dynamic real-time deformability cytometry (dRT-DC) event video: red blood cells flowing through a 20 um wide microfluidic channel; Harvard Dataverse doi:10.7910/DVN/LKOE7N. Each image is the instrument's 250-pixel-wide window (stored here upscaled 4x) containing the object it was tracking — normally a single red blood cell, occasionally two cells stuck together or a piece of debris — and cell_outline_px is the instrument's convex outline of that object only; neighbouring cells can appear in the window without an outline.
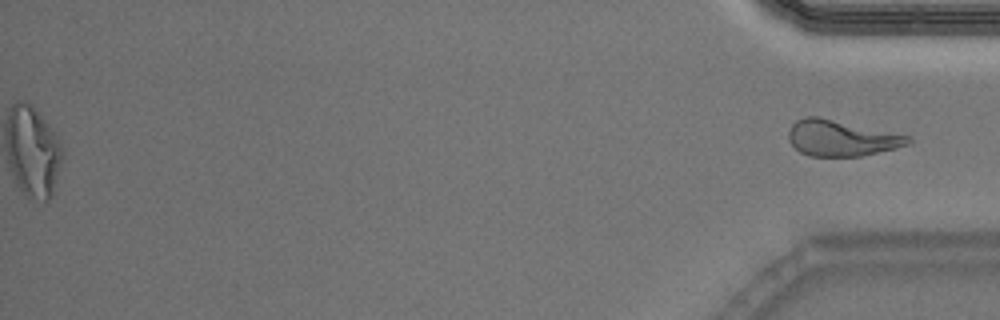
{"species": "Egyptian fruit bat (a non-hibernating species)", "species_latin": "Rousettus aegyptiacus", "temperature_condition": "warm", "stored_images_in_passage": 51, "segment_of_instrument_passage": [2, 2], "camera_frame_rate_fps": 3000, "um_per_image_px": 0.085, "animal": {"sex": "male"}, "frame": {"image": 1, "passage_image": 51, "time_ms": 16.667, "image_size_px": [1000, 320], "cell_outline_px": [[912, 140], [908, 144], [896, 148], [860, 156], [808, 156], [800, 152], [788, 140], [788, 132], [792, 124], [796, 120], [804, 116], [816, 116], [912, 136]], "centroid_in_image_um": [71.5, 11.74], "position_along_channel_um": 363.7, "area_um2": 24.97}}